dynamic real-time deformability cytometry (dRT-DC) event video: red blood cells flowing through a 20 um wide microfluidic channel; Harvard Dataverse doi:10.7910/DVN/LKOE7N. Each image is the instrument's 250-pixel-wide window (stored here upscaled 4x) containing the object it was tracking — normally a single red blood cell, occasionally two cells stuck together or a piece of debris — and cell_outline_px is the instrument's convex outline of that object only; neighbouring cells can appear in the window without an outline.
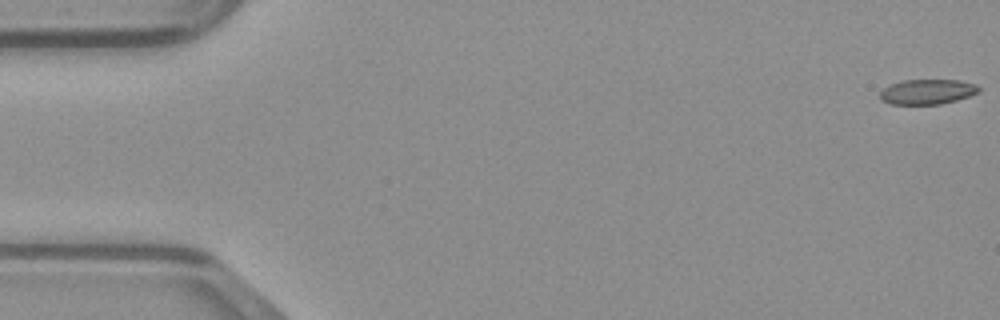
{"species": "common noctule bat (a hibernating species)", "species_latin": "Nyctalus noctula", "temperature_condition": "warm", "stored_images_in_passage": 49, "camera_frame_rate_fps": 3000, "um_per_image_px": 0.085, "animal": {"sex": "male", "body_mass_g": 23.1, "forearm_length_mm": 52.7}, "frame": {"image": 1, "passage_image": 1, "time_ms": 0.0, "image_size_px": [1000, 320], "cell_outline_px": [[980, 92], [956, 100], [940, 104], [888, 104], [880, 100], [880, 92], [884, 88], [892, 84], [904, 80], [960, 80], [976, 84], [980, 88]], "centroid_in_image_um": [78.83, 7.8], "position_along_channel_um": 6.2, "area_um2": 14.39}}
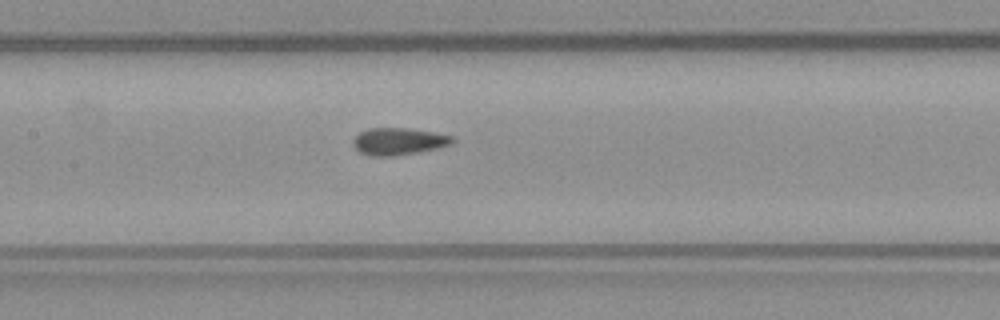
{"frame": {"image": 2, "passage_image": 23, "time_ms": 7.333, "image_size_px": [1000, 320], "cell_outline_px": [[456, 140], [452, 144], [440, 148], [392, 156], [372, 156], [360, 152], [352, 144], [352, 140], [360, 132], [368, 128], [404, 128], [432, 132], [456, 136]], "centroid_in_image_um": [33.92, 12.01], "position_along_channel_um": 173.5, "area_um2": 15.72}}
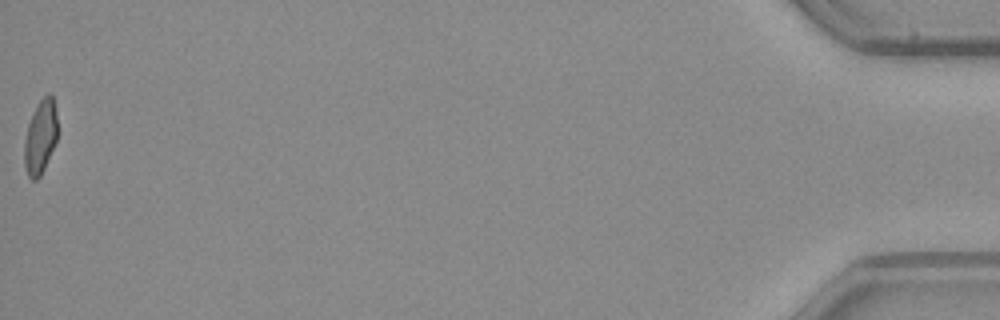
{"frame": {"image": 3, "passage_image": 49, "time_ms": 16.0, "image_size_px": [1000, 320], "cell_outline_px": [[56, 140], [44, 168], [40, 176], [36, 180], [32, 180], [28, 176], [24, 164], [24, 140], [28, 124], [32, 112], [40, 100], [48, 92], [52, 92], [56, 112]], "centroid_in_image_um": [3.41, 11.61], "position_along_channel_um": 431.8, "area_um2": 14.22}}